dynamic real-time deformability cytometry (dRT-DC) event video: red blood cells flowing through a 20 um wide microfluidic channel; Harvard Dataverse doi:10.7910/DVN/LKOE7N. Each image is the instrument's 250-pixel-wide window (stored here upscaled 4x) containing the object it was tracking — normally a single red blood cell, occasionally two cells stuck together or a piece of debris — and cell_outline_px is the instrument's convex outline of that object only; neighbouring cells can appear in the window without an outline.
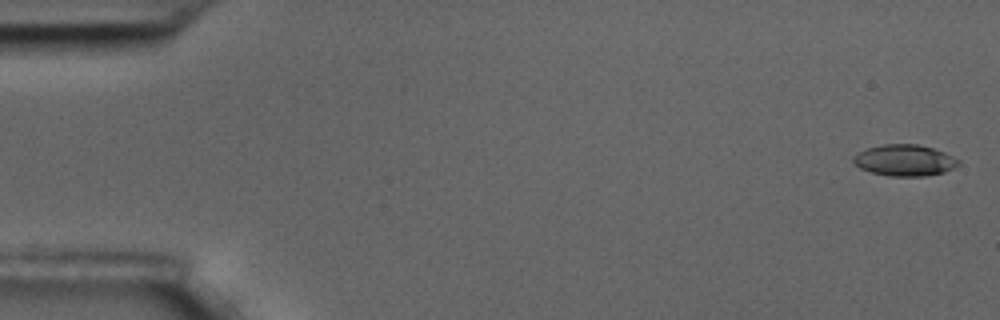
{"species": "common noctule bat (a hibernating species)", "species_latin": "Nyctalus noctula", "temperature_condition": "room temperature", "stored_images_in_passage": 59, "camera_frame_rate_fps": 3000, "um_per_image_px": 0.085, "animal": {"sex": "male", "body_mass_g": 17.5, "forearm_length_mm": 52.3}, "frame": {"image": 1, "passage_image": 2, "time_ms": 0.333, "image_size_px": [1000, 320], "cell_outline_px": [[960, 164], [944, 172], [924, 176], [888, 176], [872, 172], [860, 168], [852, 160], [852, 156], [868, 148], [884, 144], [916, 144], [932, 148], [944, 152], [960, 160]], "centroid_in_image_um": [76.9, 13.63], "position_along_channel_um": 8.1, "area_um2": 19.02}}
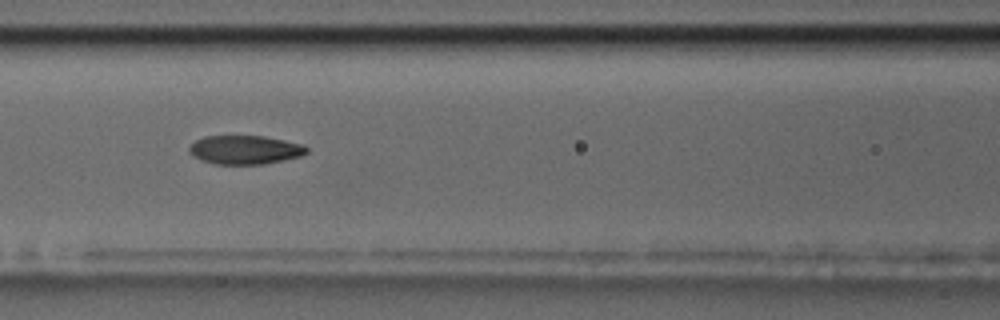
{"frame": {"image": 2, "passage_image": 26, "time_ms": 8.333, "image_size_px": [1000, 320], "cell_outline_px": [[308, 152], [300, 156], [284, 160], [264, 164], [212, 164], [200, 160], [192, 156], [188, 152], [188, 148], [196, 140], [204, 136], [264, 136], [304, 144], [308, 148]], "centroid_in_image_um": [20.81, 12.74], "position_along_channel_um": 145.8, "area_um2": 19.88}}
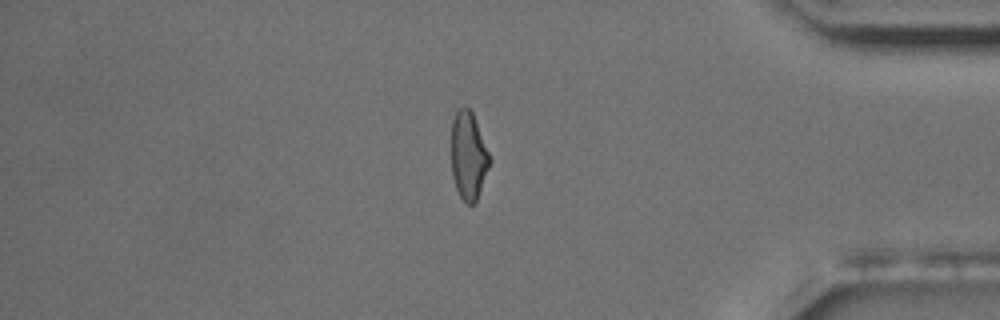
{"frame": {"image": 3, "passage_image": 50, "time_ms": 16.333, "image_size_px": [1000, 320], "cell_outline_px": [[492, 160], [476, 200], [472, 204], [468, 204], [460, 196], [456, 188], [452, 176], [452, 120], [456, 112], [464, 104], [472, 112]], "centroid_in_image_um": [39.82, 13.22], "position_along_channel_um": 395.4, "area_um2": 19.42}, "authors_computed_cell_mechanics": {"area_um2": 20.0566, "velocity_mm_per_s": 3.4867, "shape_relaxation_time_tau1_ms": 6.0562, "shape_relaxation_time_tau2_ms": 2.1298, "deformation_change_tau1": 0.1802, "deformation_change_tau2": 0.0734}}